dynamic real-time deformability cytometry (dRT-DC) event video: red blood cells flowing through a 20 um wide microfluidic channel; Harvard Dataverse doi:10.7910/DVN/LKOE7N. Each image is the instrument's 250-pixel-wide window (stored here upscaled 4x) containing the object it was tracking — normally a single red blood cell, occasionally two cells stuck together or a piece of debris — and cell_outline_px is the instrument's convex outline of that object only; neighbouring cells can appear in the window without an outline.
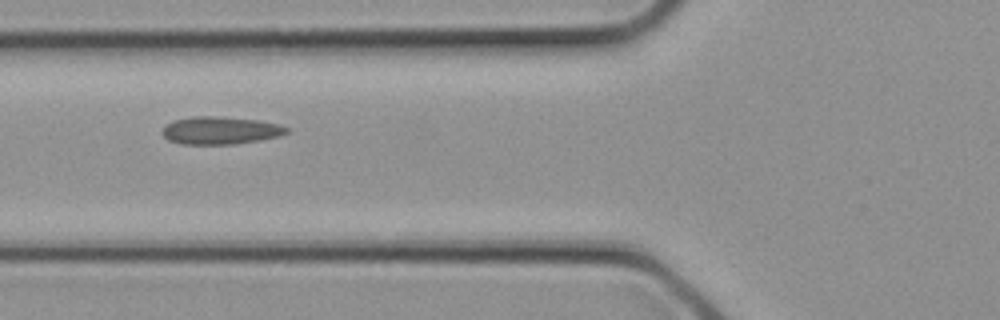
{"species": "common noctule bat (a hibernating species)", "species_latin": "Nyctalus noctula", "temperature_condition": "cold", "stored_images_in_passage": 3, "camera_frame_rate_fps": 3000, "um_per_image_px": 0.085, "animal": {"sex": "female", "body_mass_g": 21.9}, "frame": {"image": 1, "passage_image": 3, "time_ms": 0.667, "image_size_px": [1000, 320], "cell_outline_px": [[292, 128], [288, 132], [280, 136], [260, 140], [236, 144], [180, 144], [168, 140], [160, 132], [172, 120], [192, 116], [216, 116], [260, 120], [280, 124]], "centroid_in_image_um": [18.77, 11.08], "position_along_channel_um": 107.0, "area_um2": 20.35}}